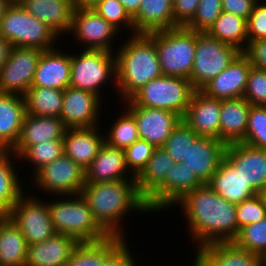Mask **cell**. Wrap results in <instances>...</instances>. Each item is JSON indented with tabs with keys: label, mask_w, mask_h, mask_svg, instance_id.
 I'll return each instance as SVG.
<instances>
[{
	"label": "cell",
	"mask_w": 266,
	"mask_h": 266,
	"mask_svg": "<svg viewBox=\"0 0 266 266\" xmlns=\"http://www.w3.org/2000/svg\"><path fill=\"white\" fill-rule=\"evenodd\" d=\"M178 204L188 220L191 237L198 241V249L237 238L236 204L225 200L208 184L188 192L175 205Z\"/></svg>",
	"instance_id": "obj_1"
},
{
	"label": "cell",
	"mask_w": 266,
	"mask_h": 266,
	"mask_svg": "<svg viewBox=\"0 0 266 266\" xmlns=\"http://www.w3.org/2000/svg\"><path fill=\"white\" fill-rule=\"evenodd\" d=\"M129 177L108 182L85 183L81 191L94 219L110 236L123 237L120 222L131 210L149 212L146 199L137 189L136 177Z\"/></svg>",
	"instance_id": "obj_2"
},
{
	"label": "cell",
	"mask_w": 266,
	"mask_h": 266,
	"mask_svg": "<svg viewBox=\"0 0 266 266\" xmlns=\"http://www.w3.org/2000/svg\"><path fill=\"white\" fill-rule=\"evenodd\" d=\"M121 47V48H120ZM116 52V86L129 100L154 78L162 76L155 42L147 34H134Z\"/></svg>",
	"instance_id": "obj_3"
},
{
	"label": "cell",
	"mask_w": 266,
	"mask_h": 266,
	"mask_svg": "<svg viewBox=\"0 0 266 266\" xmlns=\"http://www.w3.org/2000/svg\"><path fill=\"white\" fill-rule=\"evenodd\" d=\"M66 197L69 198L48 202L51 221L57 233L73 236L79 243L98 242L110 236L94 219L81 193Z\"/></svg>",
	"instance_id": "obj_4"
},
{
	"label": "cell",
	"mask_w": 266,
	"mask_h": 266,
	"mask_svg": "<svg viewBox=\"0 0 266 266\" xmlns=\"http://www.w3.org/2000/svg\"><path fill=\"white\" fill-rule=\"evenodd\" d=\"M147 35L155 42L162 74L190 79L196 49V31L178 27Z\"/></svg>",
	"instance_id": "obj_5"
},
{
	"label": "cell",
	"mask_w": 266,
	"mask_h": 266,
	"mask_svg": "<svg viewBox=\"0 0 266 266\" xmlns=\"http://www.w3.org/2000/svg\"><path fill=\"white\" fill-rule=\"evenodd\" d=\"M194 91L189 79L162 75L149 81L126 101L129 106L165 109L182 118Z\"/></svg>",
	"instance_id": "obj_6"
},
{
	"label": "cell",
	"mask_w": 266,
	"mask_h": 266,
	"mask_svg": "<svg viewBox=\"0 0 266 266\" xmlns=\"http://www.w3.org/2000/svg\"><path fill=\"white\" fill-rule=\"evenodd\" d=\"M0 35L12 47L53 49L57 34L45 23L27 12L20 3H12L0 23Z\"/></svg>",
	"instance_id": "obj_7"
},
{
	"label": "cell",
	"mask_w": 266,
	"mask_h": 266,
	"mask_svg": "<svg viewBox=\"0 0 266 266\" xmlns=\"http://www.w3.org/2000/svg\"><path fill=\"white\" fill-rule=\"evenodd\" d=\"M104 50L84 49L71 55V78L69 86L91 92L101 98L100 88L107 81L116 82L115 53Z\"/></svg>",
	"instance_id": "obj_8"
},
{
	"label": "cell",
	"mask_w": 266,
	"mask_h": 266,
	"mask_svg": "<svg viewBox=\"0 0 266 266\" xmlns=\"http://www.w3.org/2000/svg\"><path fill=\"white\" fill-rule=\"evenodd\" d=\"M240 53L235 47L220 42L207 32H196V49L190 81L201 90L221 73Z\"/></svg>",
	"instance_id": "obj_9"
},
{
	"label": "cell",
	"mask_w": 266,
	"mask_h": 266,
	"mask_svg": "<svg viewBox=\"0 0 266 266\" xmlns=\"http://www.w3.org/2000/svg\"><path fill=\"white\" fill-rule=\"evenodd\" d=\"M22 195L6 215L22 232L27 244L41 243L57 232L50 217L48 203L38 201L37 197Z\"/></svg>",
	"instance_id": "obj_10"
},
{
	"label": "cell",
	"mask_w": 266,
	"mask_h": 266,
	"mask_svg": "<svg viewBox=\"0 0 266 266\" xmlns=\"http://www.w3.org/2000/svg\"><path fill=\"white\" fill-rule=\"evenodd\" d=\"M34 182L48 194L64 196L80 194L85 185V171L63 154L38 170Z\"/></svg>",
	"instance_id": "obj_11"
},
{
	"label": "cell",
	"mask_w": 266,
	"mask_h": 266,
	"mask_svg": "<svg viewBox=\"0 0 266 266\" xmlns=\"http://www.w3.org/2000/svg\"><path fill=\"white\" fill-rule=\"evenodd\" d=\"M42 51L39 48L12 47L0 69V93L24 96L32 85Z\"/></svg>",
	"instance_id": "obj_12"
},
{
	"label": "cell",
	"mask_w": 266,
	"mask_h": 266,
	"mask_svg": "<svg viewBox=\"0 0 266 266\" xmlns=\"http://www.w3.org/2000/svg\"><path fill=\"white\" fill-rule=\"evenodd\" d=\"M70 31L86 49L108 52H114L110 41L119 32L92 7H75Z\"/></svg>",
	"instance_id": "obj_13"
},
{
	"label": "cell",
	"mask_w": 266,
	"mask_h": 266,
	"mask_svg": "<svg viewBox=\"0 0 266 266\" xmlns=\"http://www.w3.org/2000/svg\"><path fill=\"white\" fill-rule=\"evenodd\" d=\"M204 183L182 163H173L165 181L146 199L149 211L170 208L188 192L203 186Z\"/></svg>",
	"instance_id": "obj_14"
},
{
	"label": "cell",
	"mask_w": 266,
	"mask_h": 266,
	"mask_svg": "<svg viewBox=\"0 0 266 266\" xmlns=\"http://www.w3.org/2000/svg\"><path fill=\"white\" fill-rule=\"evenodd\" d=\"M101 98L91 92L66 87L60 119L67 128H91L98 124Z\"/></svg>",
	"instance_id": "obj_15"
},
{
	"label": "cell",
	"mask_w": 266,
	"mask_h": 266,
	"mask_svg": "<svg viewBox=\"0 0 266 266\" xmlns=\"http://www.w3.org/2000/svg\"><path fill=\"white\" fill-rule=\"evenodd\" d=\"M127 107L136 120L140 139L146 140L155 148L163 147L173 129L182 120L177 113L165 109Z\"/></svg>",
	"instance_id": "obj_16"
},
{
	"label": "cell",
	"mask_w": 266,
	"mask_h": 266,
	"mask_svg": "<svg viewBox=\"0 0 266 266\" xmlns=\"http://www.w3.org/2000/svg\"><path fill=\"white\" fill-rule=\"evenodd\" d=\"M251 67L249 58L240 52L229 66L208 82L201 91L218 100L243 97Z\"/></svg>",
	"instance_id": "obj_17"
},
{
	"label": "cell",
	"mask_w": 266,
	"mask_h": 266,
	"mask_svg": "<svg viewBox=\"0 0 266 266\" xmlns=\"http://www.w3.org/2000/svg\"><path fill=\"white\" fill-rule=\"evenodd\" d=\"M224 156L257 194L266 186V149L237 142L226 145Z\"/></svg>",
	"instance_id": "obj_18"
},
{
	"label": "cell",
	"mask_w": 266,
	"mask_h": 266,
	"mask_svg": "<svg viewBox=\"0 0 266 266\" xmlns=\"http://www.w3.org/2000/svg\"><path fill=\"white\" fill-rule=\"evenodd\" d=\"M221 100L207 96L201 90H195L182 120L198 136L219 140Z\"/></svg>",
	"instance_id": "obj_19"
},
{
	"label": "cell",
	"mask_w": 266,
	"mask_h": 266,
	"mask_svg": "<svg viewBox=\"0 0 266 266\" xmlns=\"http://www.w3.org/2000/svg\"><path fill=\"white\" fill-rule=\"evenodd\" d=\"M67 127L57 117L25 114L19 140L11 150L17 158L29 147L45 140H63Z\"/></svg>",
	"instance_id": "obj_20"
},
{
	"label": "cell",
	"mask_w": 266,
	"mask_h": 266,
	"mask_svg": "<svg viewBox=\"0 0 266 266\" xmlns=\"http://www.w3.org/2000/svg\"><path fill=\"white\" fill-rule=\"evenodd\" d=\"M225 148L226 144L221 140L199 136L190 145L187 158L183 163L194 171L204 184H207L218 169L224 157Z\"/></svg>",
	"instance_id": "obj_21"
},
{
	"label": "cell",
	"mask_w": 266,
	"mask_h": 266,
	"mask_svg": "<svg viewBox=\"0 0 266 266\" xmlns=\"http://www.w3.org/2000/svg\"><path fill=\"white\" fill-rule=\"evenodd\" d=\"M71 78V54L55 48L43 50L31 86L64 90Z\"/></svg>",
	"instance_id": "obj_22"
},
{
	"label": "cell",
	"mask_w": 266,
	"mask_h": 266,
	"mask_svg": "<svg viewBox=\"0 0 266 266\" xmlns=\"http://www.w3.org/2000/svg\"><path fill=\"white\" fill-rule=\"evenodd\" d=\"M78 244L73 236L56 233L41 243L28 246L25 266H65Z\"/></svg>",
	"instance_id": "obj_23"
},
{
	"label": "cell",
	"mask_w": 266,
	"mask_h": 266,
	"mask_svg": "<svg viewBox=\"0 0 266 266\" xmlns=\"http://www.w3.org/2000/svg\"><path fill=\"white\" fill-rule=\"evenodd\" d=\"M97 127L67 128L63 137L64 154L84 171L90 166L100 147L105 143V136L99 134Z\"/></svg>",
	"instance_id": "obj_24"
},
{
	"label": "cell",
	"mask_w": 266,
	"mask_h": 266,
	"mask_svg": "<svg viewBox=\"0 0 266 266\" xmlns=\"http://www.w3.org/2000/svg\"><path fill=\"white\" fill-rule=\"evenodd\" d=\"M25 114L24 96L0 93V151H11L15 147Z\"/></svg>",
	"instance_id": "obj_25"
},
{
	"label": "cell",
	"mask_w": 266,
	"mask_h": 266,
	"mask_svg": "<svg viewBox=\"0 0 266 266\" xmlns=\"http://www.w3.org/2000/svg\"><path fill=\"white\" fill-rule=\"evenodd\" d=\"M127 169L124 149L111 147L105 142L85 170V183L128 179L126 176L129 174L126 173H132Z\"/></svg>",
	"instance_id": "obj_26"
},
{
	"label": "cell",
	"mask_w": 266,
	"mask_h": 266,
	"mask_svg": "<svg viewBox=\"0 0 266 266\" xmlns=\"http://www.w3.org/2000/svg\"><path fill=\"white\" fill-rule=\"evenodd\" d=\"M20 4L58 36L63 32H70L75 9L73 0H23Z\"/></svg>",
	"instance_id": "obj_27"
},
{
	"label": "cell",
	"mask_w": 266,
	"mask_h": 266,
	"mask_svg": "<svg viewBox=\"0 0 266 266\" xmlns=\"http://www.w3.org/2000/svg\"><path fill=\"white\" fill-rule=\"evenodd\" d=\"M207 184L225 200L235 204L257 195L225 156Z\"/></svg>",
	"instance_id": "obj_28"
},
{
	"label": "cell",
	"mask_w": 266,
	"mask_h": 266,
	"mask_svg": "<svg viewBox=\"0 0 266 266\" xmlns=\"http://www.w3.org/2000/svg\"><path fill=\"white\" fill-rule=\"evenodd\" d=\"M250 106L243 97L221 100L219 140L227 145L245 138Z\"/></svg>",
	"instance_id": "obj_29"
},
{
	"label": "cell",
	"mask_w": 266,
	"mask_h": 266,
	"mask_svg": "<svg viewBox=\"0 0 266 266\" xmlns=\"http://www.w3.org/2000/svg\"><path fill=\"white\" fill-rule=\"evenodd\" d=\"M132 18L135 34L178 28L173 16V0H142Z\"/></svg>",
	"instance_id": "obj_30"
},
{
	"label": "cell",
	"mask_w": 266,
	"mask_h": 266,
	"mask_svg": "<svg viewBox=\"0 0 266 266\" xmlns=\"http://www.w3.org/2000/svg\"><path fill=\"white\" fill-rule=\"evenodd\" d=\"M197 254L209 266H262L261 257L238 247L234 242L205 245Z\"/></svg>",
	"instance_id": "obj_31"
},
{
	"label": "cell",
	"mask_w": 266,
	"mask_h": 266,
	"mask_svg": "<svg viewBox=\"0 0 266 266\" xmlns=\"http://www.w3.org/2000/svg\"><path fill=\"white\" fill-rule=\"evenodd\" d=\"M27 240L7 216H0V266H25Z\"/></svg>",
	"instance_id": "obj_32"
},
{
	"label": "cell",
	"mask_w": 266,
	"mask_h": 266,
	"mask_svg": "<svg viewBox=\"0 0 266 266\" xmlns=\"http://www.w3.org/2000/svg\"><path fill=\"white\" fill-rule=\"evenodd\" d=\"M174 160L163 147L155 148L146 167L136 177L139 193L147 199L166 179Z\"/></svg>",
	"instance_id": "obj_33"
},
{
	"label": "cell",
	"mask_w": 266,
	"mask_h": 266,
	"mask_svg": "<svg viewBox=\"0 0 266 266\" xmlns=\"http://www.w3.org/2000/svg\"><path fill=\"white\" fill-rule=\"evenodd\" d=\"M207 33L240 52H244L248 46L247 20L229 12L222 11Z\"/></svg>",
	"instance_id": "obj_34"
},
{
	"label": "cell",
	"mask_w": 266,
	"mask_h": 266,
	"mask_svg": "<svg viewBox=\"0 0 266 266\" xmlns=\"http://www.w3.org/2000/svg\"><path fill=\"white\" fill-rule=\"evenodd\" d=\"M124 240V237L109 236L98 242L79 243L65 266H103L104 260Z\"/></svg>",
	"instance_id": "obj_35"
},
{
	"label": "cell",
	"mask_w": 266,
	"mask_h": 266,
	"mask_svg": "<svg viewBox=\"0 0 266 266\" xmlns=\"http://www.w3.org/2000/svg\"><path fill=\"white\" fill-rule=\"evenodd\" d=\"M10 154L11 151H0V216H6L24 194Z\"/></svg>",
	"instance_id": "obj_36"
},
{
	"label": "cell",
	"mask_w": 266,
	"mask_h": 266,
	"mask_svg": "<svg viewBox=\"0 0 266 266\" xmlns=\"http://www.w3.org/2000/svg\"><path fill=\"white\" fill-rule=\"evenodd\" d=\"M24 99L26 114L61 117L63 90L31 86Z\"/></svg>",
	"instance_id": "obj_37"
},
{
	"label": "cell",
	"mask_w": 266,
	"mask_h": 266,
	"mask_svg": "<svg viewBox=\"0 0 266 266\" xmlns=\"http://www.w3.org/2000/svg\"><path fill=\"white\" fill-rule=\"evenodd\" d=\"M109 132L105 142L114 148L125 149L140 139L136 120L128 109L112 124Z\"/></svg>",
	"instance_id": "obj_38"
},
{
	"label": "cell",
	"mask_w": 266,
	"mask_h": 266,
	"mask_svg": "<svg viewBox=\"0 0 266 266\" xmlns=\"http://www.w3.org/2000/svg\"><path fill=\"white\" fill-rule=\"evenodd\" d=\"M199 136L183 120L173 129L166 140L163 148L174 163H182L187 158L190 145H192Z\"/></svg>",
	"instance_id": "obj_39"
},
{
	"label": "cell",
	"mask_w": 266,
	"mask_h": 266,
	"mask_svg": "<svg viewBox=\"0 0 266 266\" xmlns=\"http://www.w3.org/2000/svg\"><path fill=\"white\" fill-rule=\"evenodd\" d=\"M64 154L63 140H48L29 146L18 158L33 163V173ZM23 158V159H22Z\"/></svg>",
	"instance_id": "obj_40"
},
{
	"label": "cell",
	"mask_w": 266,
	"mask_h": 266,
	"mask_svg": "<svg viewBox=\"0 0 266 266\" xmlns=\"http://www.w3.org/2000/svg\"><path fill=\"white\" fill-rule=\"evenodd\" d=\"M233 242L238 247L261 256L266 251V217L241 228Z\"/></svg>",
	"instance_id": "obj_41"
},
{
	"label": "cell",
	"mask_w": 266,
	"mask_h": 266,
	"mask_svg": "<svg viewBox=\"0 0 266 266\" xmlns=\"http://www.w3.org/2000/svg\"><path fill=\"white\" fill-rule=\"evenodd\" d=\"M244 144L266 149V106H250Z\"/></svg>",
	"instance_id": "obj_42"
},
{
	"label": "cell",
	"mask_w": 266,
	"mask_h": 266,
	"mask_svg": "<svg viewBox=\"0 0 266 266\" xmlns=\"http://www.w3.org/2000/svg\"><path fill=\"white\" fill-rule=\"evenodd\" d=\"M92 8L117 30H120V26H126L133 30L132 35L135 34L133 18L119 0H99Z\"/></svg>",
	"instance_id": "obj_43"
},
{
	"label": "cell",
	"mask_w": 266,
	"mask_h": 266,
	"mask_svg": "<svg viewBox=\"0 0 266 266\" xmlns=\"http://www.w3.org/2000/svg\"><path fill=\"white\" fill-rule=\"evenodd\" d=\"M222 11L221 0H200L193 19L185 27L196 32H207Z\"/></svg>",
	"instance_id": "obj_44"
},
{
	"label": "cell",
	"mask_w": 266,
	"mask_h": 266,
	"mask_svg": "<svg viewBox=\"0 0 266 266\" xmlns=\"http://www.w3.org/2000/svg\"><path fill=\"white\" fill-rule=\"evenodd\" d=\"M155 147L146 140L138 139L124 149L129 171L137 177L152 157Z\"/></svg>",
	"instance_id": "obj_45"
},
{
	"label": "cell",
	"mask_w": 266,
	"mask_h": 266,
	"mask_svg": "<svg viewBox=\"0 0 266 266\" xmlns=\"http://www.w3.org/2000/svg\"><path fill=\"white\" fill-rule=\"evenodd\" d=\"M266 217V205L257 194L253 198L236 204L238 233L246 225L259 222Z\"/></svg>",
	"instance_id": "obj_46"
},
{
	"label": "cell",
	"mask_w": 266,
	"mask_h": 266,
	"mask_svg": "<svg viewBox=\"0 0 266 266\" xmlns=\"http://www.w3.org/2000/svg\"><path fill=\"white\" fill-rule=\"evenodd\" d=\"M243 98L251 105L266 106V70L251 67Z\"/></svg>",
	"instance_id": "obj_47"
},
{
	"label": "cell",
	"mask_w": 266,
	"mask_h": 266,
	"mask_svg": "<svg viewBox=\"0 0 266 266\" xmlns=\"http://www.w3.org/2000/svg\"><path fill=\"white\" fill-rule=\"evenodd\" d=\"M260 4L255 3L247 20L248 42L266 39V4Z\"/></svg>",
	"instance_id": "obj_48"
},
{
	"label": "cell",
	"mask_w": 266,
	"mask_h": 266,
	"mask_svg": "<svg viewBox=\"0 0 266 266\" xmlns=\"http://www.w3.org/2000/svg\"><path fill=\"white\" fill-rule=\"evenodd\" d=\"M200 0H173V16L178 27H185L194 17Z\"/></svg>",
	"instance_id": "obj_49"
},
{
	"label": "cell",
	"mask_w": 266,
	"mask_h": 266,
	"mask_svg": "<svg viewBox=\"0 0 266 266\" xmlns=\"http://www.w3.org/2000/svg\"><path fill=\"white\" fill-rule=\"evenodd\" d=\"M243 53L249 58L252 67L266 70V39L248 42Z\"/></svg>",
	"instance_id": "obj_50"
},
{
	"label": "cell",
	"mask_w": 266,
	"mask_h": 266,
	"mask_svg": "<svg viewBox=\"0 0 266 266\" xmlns=\"http://www.w3.org/2000/svg\"><path fill=\"white\" fill-rule=\"evenodd\" d=\"M124 240L105 260L103 266H136Z\"/></svg>",
	"instance_id": "obj_51"
},
{
	"label": "cell",
	"mask_w": 266,
	"mask_h": 266,
	"mask_svg": "<svg viewBox=\"0 0 266 266\" xmlns=\"http://www.w3.org/2000/svg\"><path fill=\"white\" fill-rule=\"evenodd\" d=\"M258 0H221L223 12L240 16L248 20Z\"/></svg>",
	"instance_id": "obj_52"
},
{
	"label": "cell",
	"mask_w": 266,
	"mask_h": 266,
	"mask_svg": "<svg viewBox=\"0 0 266 266\" xmlns=\"http://www.w3.org/2000/svg\"><path fill=\"white\" fill-rule=\"evenodd\" d=\"M11 48L10 42L0 35V69L7 61Z\"/></svg>",
	"instance_id": "obj_53"
},
{
	"label": "cell",
	"mask_w": 266,
	"mask_h": 266,
	"mask_svg": "<svg viewBox=\"0 0 266 266\" xmlns=\"http://www.w3.org/2000/svg\"><path fill=\"white\" fill-rule=\"evenodd\" d=\"M124 6L125 10L133 17L140 7L142 0H119Z\"/></svg>",
	"instance_id": "obj_54"
},
{
	"label": "cell",
	"mask_w": 266,
	"mask_h": 266,
	"mask_svg": "<svg viewBox=\"0 0 266 266\" xmlns=\"http://www.w3.org/2000/svg\"><path fill=\"white\" fill-rule=\"evenodd\" d=\"M99 0H73L75 7H92Z\"/></svg>",
	"instance_id": "obj_55"
},
{
	"label": "cell",
	"mask_w": 266,
	"mask_h": 266,
	"mask_svg": "<svg viewBox=\"0 0 266 266\" xmlns=\"http://www.w3.org/2000/svg\"><path fill=\"white\" fill-rule=\"evenodd\" d=\"M11 4L12 3L9 0H0V23L6 13V10Z\"/></svg>",
	"instance_id": "obj_56"
},
{
	"label": "cell",
	"mask_w": 266,
	"mask_h": 266,
	"mask_svg": "<svg viewBox=\"0 0 266 266\" xmlns=\"http://www.w3.org/2000/svg\"><path fill=\"white\" fill-rule=\"evenodd\" d=\"M193 262V266H209L198 254Z\"/></svg>",
	"instance_id": "obj_57"
},
{
	"label": "cell",
	"mask_w": 266,
	"mask_h": 266,
	"mask_svg": "<svg viewBox=\"0 0 266 266\" xmlns=\"http://www.w3.org/2000/svg\"><path fill=\"white\" fill-rule=\"evenodd\" d=\"M258 195L261 197L262 201L266 205V186L258 193Z\"/></svg>",
	"instance_id": "obj_58"
},
{
	"label": "cell",
	"mask_w": 266,
	"mask_h": 266,
	"mask_svg": "<svg viewBox=\"0 0 266 266\" xmlns=\"http://www.w3.org/2000/svg\"><path fill=\"white\" fill-rule=\"evenodd\" d=\"M260 257H261V265L266 266V251Z\"/></svg>",
	"instance_id": "obj_59"
},
{
	"label": "cell",
	"mask_w": 266,
	"mask_h": 266,
	"mask_svg": "<svg viewBox=\"0 0 266 266\" xmlns=\"http://www.w3.org/2000/svg\"><path fill=\"white\" fill-rule=\"evenodd\" d=\"M11 3H21L23 0H9Z\"/></svg>",
	"instance_id": "obj_60"
}]
</instances>
